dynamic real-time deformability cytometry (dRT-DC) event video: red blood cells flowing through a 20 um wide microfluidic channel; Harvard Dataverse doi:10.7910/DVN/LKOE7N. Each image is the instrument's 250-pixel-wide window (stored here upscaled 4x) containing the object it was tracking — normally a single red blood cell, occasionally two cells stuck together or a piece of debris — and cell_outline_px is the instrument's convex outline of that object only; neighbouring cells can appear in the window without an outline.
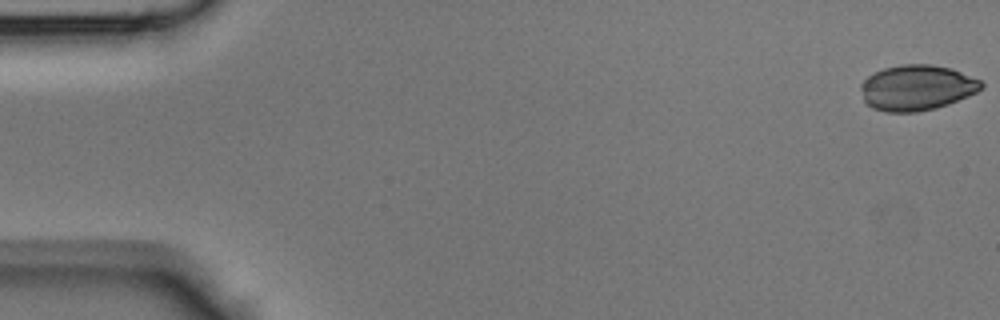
{"species": "Egyptian fruit bat (a non-hibernating species)", "species_latin": "Rousettus aegyptiacus", "temperature_condition": "room temperature", "stored_images_in_passage": 45, "camera_frame_rate_fps": 3000, "um_per_image_px": 0.085, "animal": {"sex": "male"}, "frame": {"image": 1, "passage_image": 1, "time_ms": 0.0, "image_size_px": [1000, 320], "cell_outline_px": [[984, 88], [968, 96], [948, 104], [936, 108], [916, 112], [884, 112], [872, 108], [864, 100], [860, 88], [860, 84], [868, 76], [884, 68], [900, 64], [932, 64], [952, 68], [980, 80], [984, 84]], "centroid_in_image_um": [77.93, 7.45], "position_along_channel_um": 7.1, "area_um2": 32.08}}
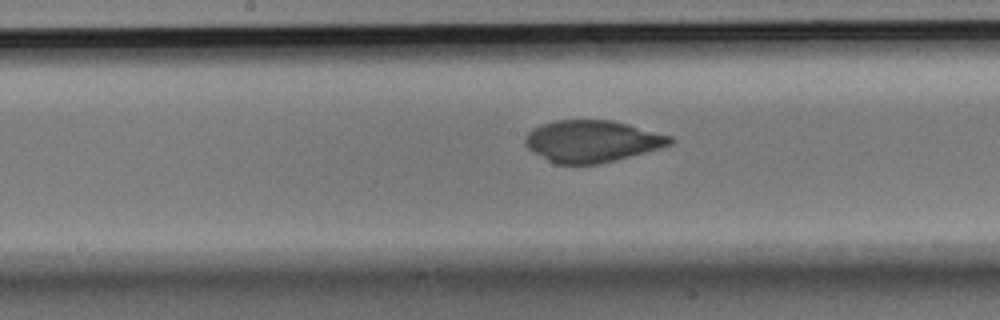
{"frame": {"image": 2, "passage_image": 23, "time_ms": 7.333, "image_size_px": [1000, 320], "cell_outline_px": [[676, 140], [672, 144], [644, 152], [596, 164], [556, 164], [532, 152], [524, 144], [524, 136], [532, 128], [556, 120], [612, 120], [628, 124], [672, 136]], "centroid_in_image_um": [50.29, 11.99], "position_along_channel_um": 197.9, "area_um2": 35.08}}
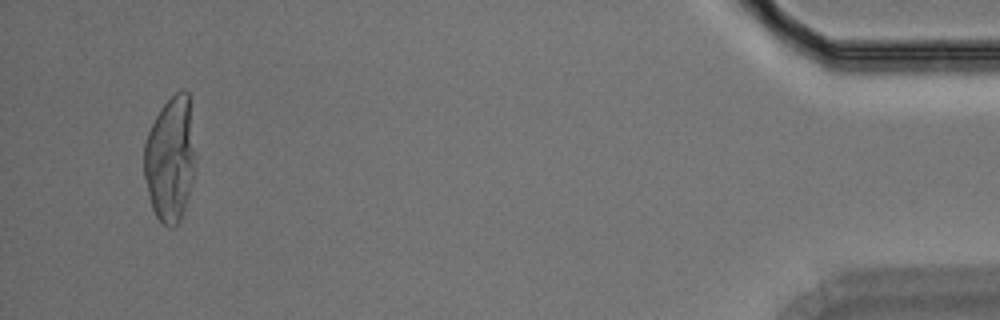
{"frame": {"image": 3, "passage_image": 43, "time_ms": 14.0, "image_size_px": [1000, 320], "cell_outline_px": [[196, 160], [192, 180], [184, 212], [180, 220], [172, 228], [164, 224], [156, 216], [152, 208], [144, 176], [144, 144], [148, 132], [160, 108], [176, 92], [184, 88], [188, 92]], "centroid_in_image_um": [14.48, 13.51], "position_along_channel_um": 420.7, "area_um2": 37.4}}